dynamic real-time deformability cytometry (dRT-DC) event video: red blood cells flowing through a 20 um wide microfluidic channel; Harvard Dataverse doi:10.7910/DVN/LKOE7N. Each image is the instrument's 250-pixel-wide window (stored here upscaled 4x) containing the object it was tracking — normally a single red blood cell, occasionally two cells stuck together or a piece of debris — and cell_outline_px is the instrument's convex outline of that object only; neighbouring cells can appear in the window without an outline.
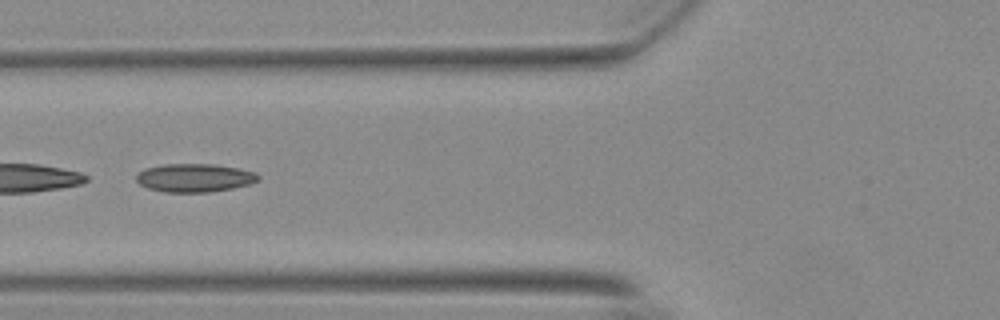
{"species": "Egyptian fruit bat (a non-hibernating species)", "species_latin": "Rousettus aegyptiacus", "temperature_condition": "warm", "stored_images_in_passage": 54, "segment_of_instrument_passage": [2, 2], "camera_frame_rate_fps": 3000, "um_per_image_px": 0.085, "animal": {"sex": "female"}, "frame": {"image": 1, "passage_image": 22, "time_ms": 7.0, "image_size_px": [1000, 320], "cell_outline_px": [[260, 180], [248, 184], [232, 188], [208, 192], [164, 192], [148, 188], [140, 184], [136, 180], [136, 176], [144, 168], [164, 164], [216, 164], [240, 168], [256, 172], [260, 176]], "centroid_in_image_um": [16.56, 15.1], "position_along_channel_um": 109.2, "area_um2": 20.23}}
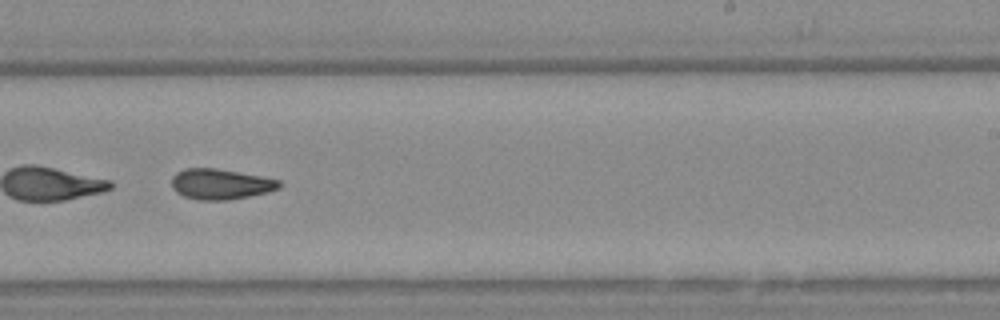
{"frame": {"image": 2, "passage_image": 35, "time_ms": 11.333, "image_size_px": [1000, 320], "cell_outline_px": [[280, 188], [268, 192], [228, 200], [200, 200], [184, 196], [176, 192], [172, 188], [172, 176], [176, 172], [184, 168], [216, 168], [260, 176], [280, 180]], "centroid_in_image_um": [18.72, 15.64], "position_along_channel_um": 270.3, "area_um2": 19.07}}